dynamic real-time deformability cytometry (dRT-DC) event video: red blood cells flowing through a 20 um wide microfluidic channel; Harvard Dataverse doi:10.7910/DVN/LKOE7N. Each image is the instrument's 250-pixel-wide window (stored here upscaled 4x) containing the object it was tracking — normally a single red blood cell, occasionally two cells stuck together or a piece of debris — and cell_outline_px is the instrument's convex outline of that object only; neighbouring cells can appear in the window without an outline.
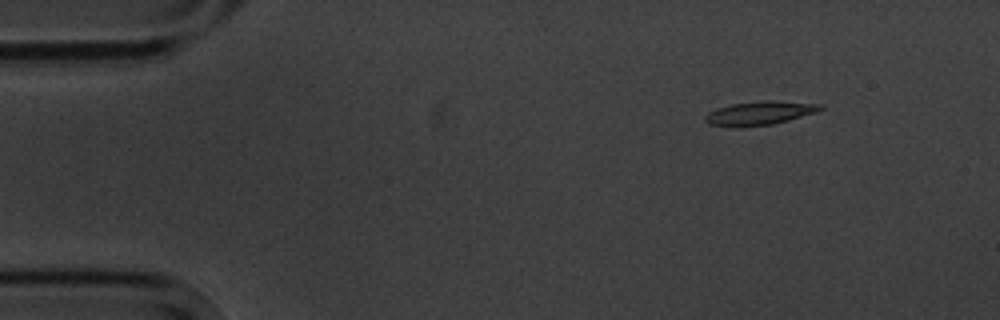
{"species": "common noctule bat (a hibernating species)", "species_latin": "Nyctalus noctula", "temperature_condition": "cold", "stored_images_in_passage": 10, "camera_frame_rate_fps": 3000, "um_per_image_px": 0.085, "animal": {"sex": "male", "body_mass_g": 20.1, "forearm_length_mm": 53.5}, "frame": {"image": 1, "passage_image": 1, "time_ms": 0.0, "image_size_px": [1000, 320], "cell_outline_px": [[824, 108], [816, 112], [788, 120], [772, 124], [736, 128], [732, 128], [708, 124], [704, 120], [704, 116], [708, 112], [716, 108], [732, 104], [768, 100], [772, 100], [820, 104]], "centroid_in_image_um": [64.5, 9.63], "position_along_channel_um": 20.5, "area_um2": 16.01}}
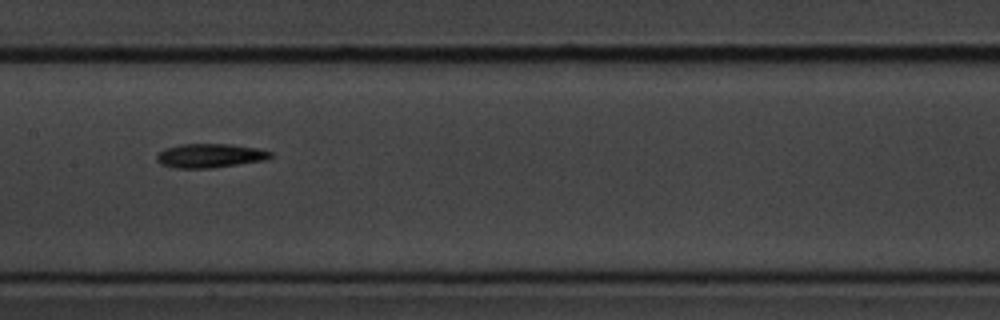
{"frame": {"image": 2, "passage_image": 7, "time_ms": 7.0, "image_size_px": [1000, 320], "cell_outline_px": [[272, 156], [264, 160], [212, 168], [176, 168], [160, 164], [156, 160], [156, 156], [164, 148], [180, 144], [232, 144], [260, 148], [272, 152]], "centroid_in_image_um": [17.84, 13.22], "position_along_channel_um": 189.6, "area_um2": 16.01}}
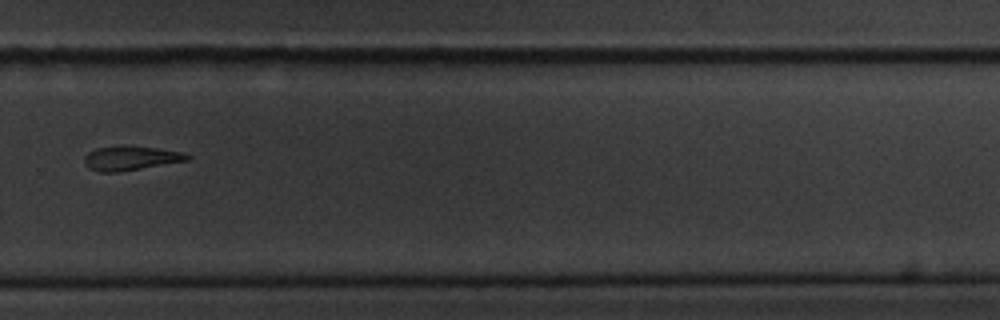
{"frame": {"image": 3, "passage_image": 10, "time_ms": 10.667, "image_size_px": [1000, 320], "cell_outline_px": [[192, 156], [188, 160], [116, 172], [100, 172], [88, 168], [84, 164], [84, 156], [88, 152], [96, 148], [156, 148], [184, 152]], "centroid_in_image_um": [11.1, 13.48], "position_along_channel_um": 318.7, "area_um2": 13.81}}